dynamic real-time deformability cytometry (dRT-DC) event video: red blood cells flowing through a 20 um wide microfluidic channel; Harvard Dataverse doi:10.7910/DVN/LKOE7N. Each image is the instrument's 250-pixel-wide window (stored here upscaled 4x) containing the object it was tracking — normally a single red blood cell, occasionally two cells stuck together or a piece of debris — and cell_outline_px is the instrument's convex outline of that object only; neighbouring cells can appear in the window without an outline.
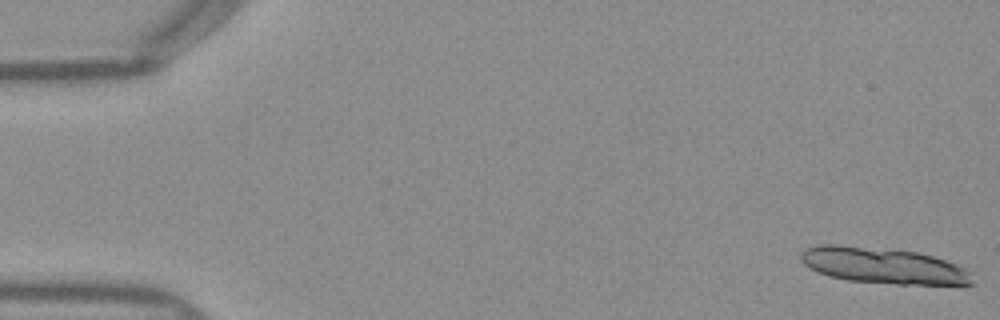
{"species": "Egyptian fruit bat (a non-hibernating species)", "species_latin": "Rousettus aegyptiacus", "temperature_condition": "warm", "stored_images_in_passage": 14, "camera_frame_rate_fps": 3000, "um_per_image_px": 0.085, "frame": {"image": 1, "passage_image": 1, "time_ms": 0.0, "image_size_px": [1000, 320], "cell_outline_px": [[976, 284], [896, 284], [848, 280], [828, 276], [804, 264], [800, 260], [800, 252], [804, 248], [820, 244], [840, 244], [916, 252], [932, 256], [956, 264], [972, 272]], "centroid_in_image_um": [75.07, 22.57], "position_along_channel_um": 9.9, "area_um2": 35.95}}